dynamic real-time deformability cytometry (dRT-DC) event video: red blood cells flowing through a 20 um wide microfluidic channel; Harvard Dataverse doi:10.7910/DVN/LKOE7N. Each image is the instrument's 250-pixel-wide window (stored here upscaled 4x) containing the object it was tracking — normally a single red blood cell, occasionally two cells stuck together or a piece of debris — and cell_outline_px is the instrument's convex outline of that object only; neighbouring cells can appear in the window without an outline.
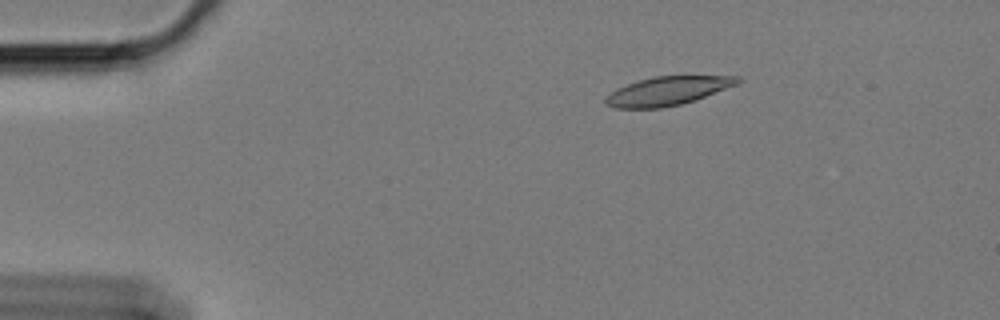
{"species": "Egyptian fruit bat (a non-hibernating species)", "species_latin": "Rousettus aegyptiacus", "temperature_condition": "cold", "stored_images_in_passage": 9, "camera_frame_rate_fps": 3000, "um_per_image_px": 0.085, "animal": {"sex": "female"}, "frame": {"image": 1, "passage_image": 1, "time_ms": 0.0, "image_size_px": [1000, 320], "cell_outline_px": [[744, 80], [736, 84], [696, 100], [680, 104], [660, 108], [616, 108], [604, 104], [604, 100], [616, 88], [640, 80], [656, 76], [740, 76]], "centroid_in_image_um": [56.76, 7.73], "position_along_channel_um": 28.2, "area_um2": 21.85}}
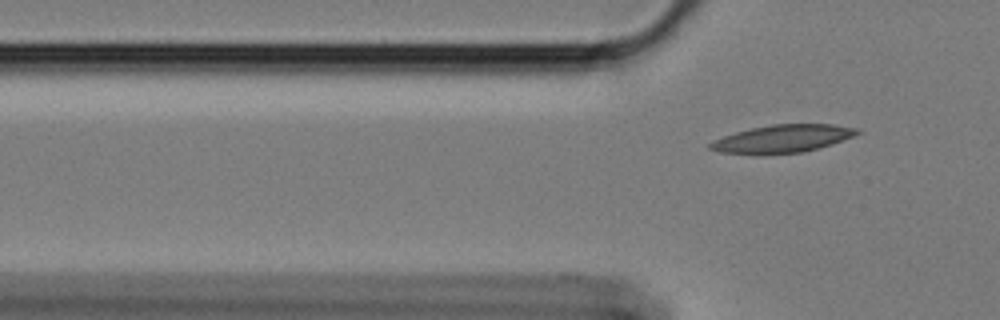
{"frame": {"image": 2, "passage_image": 9, "time_ms": 2.667, "image_size_px": [1000, 320], "cell_outline_px": [[860, 132], [852, 136], [832, 144], [800, 152], [760, 156], [720, 152], [708, 148], [708, 144], [712, 140], [736, 132], [752, 128], [772, 124], [832, 124], [860, 128]], "centroid_in_image_um": [66.45, 11.81], "position_along_channel_um": 59.3, "area_um2": 24.04}}